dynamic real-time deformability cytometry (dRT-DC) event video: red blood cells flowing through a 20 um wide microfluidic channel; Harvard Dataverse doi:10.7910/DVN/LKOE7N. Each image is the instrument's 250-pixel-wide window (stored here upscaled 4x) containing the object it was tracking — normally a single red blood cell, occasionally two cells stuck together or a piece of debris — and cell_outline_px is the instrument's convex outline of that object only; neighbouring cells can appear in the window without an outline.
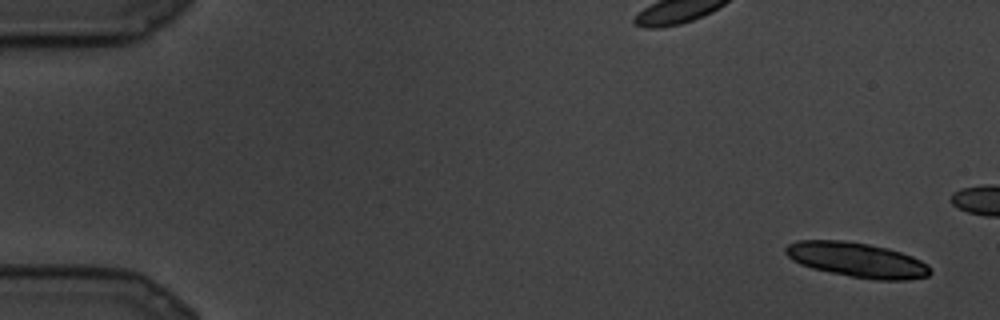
{"species": "common noctule bat (a hibernating species)", "species_latin": "Nyctalus noctula", "temperature_condition": "cold", "stored_images_in_passage": 10, "camera_frame_rate_fps": 3000, "um_per_image_px": 0.085, "animal": {"sex": "male", "body_mass_g": 19.5, "forearm_length_mm": 54.6}, "frame": {"image": 1, "passage_image": 1, "time_ms": 0.0, "image_size_px": [1000, 320], "cell_outline_px": [[932, 272], [928, 276], [908, 280], [876, 280], [852, 276], [812, 268], [800, 264], [792, 260], [784, 252], [784, 248], [788, 244], [796, 240], [844, 240], [868, 244], [888, 248], [912, 256], [928, 264], [932, 268]], "centroid_in_image_um": [72.86, 22.08], "position_along_channel_um": 12.1, "area_um2": 29.36}}